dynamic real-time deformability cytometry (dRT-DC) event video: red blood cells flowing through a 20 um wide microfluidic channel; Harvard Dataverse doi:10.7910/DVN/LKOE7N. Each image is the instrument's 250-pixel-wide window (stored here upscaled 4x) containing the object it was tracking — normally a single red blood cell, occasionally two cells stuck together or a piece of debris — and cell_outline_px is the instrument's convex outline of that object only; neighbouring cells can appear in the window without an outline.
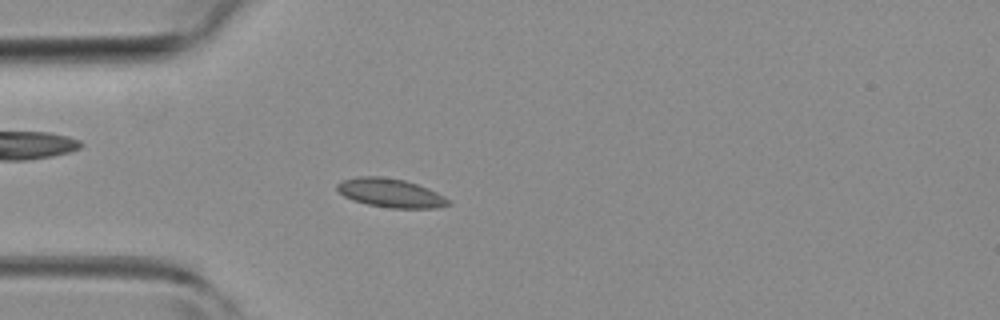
{"species": "common noctule bat (a hibernating species)", "species_latin": "Nyctalus noctula", "temperature_condition": "room temperature", "stored_images_in_passage": 48, "camera_frame_rate_fps": 3000, "um_per_image_px": 0.085, "animal": {"sex": "female", "body_mass_g": 19.3, "forearm_length_mm": 54.1}, "frame": {"image": 1, "passage_image": 13, "time_ms": 4.0, "image_size_px": [1000, 320], "cell_outline_px": [[452, 204], [436, 208], [392, 208], [368, 204], [352, 200], [344, 196], [336, 188], [336, 184], [344, 180], [360, 176], [380, 176], [404, 180], [428, 188], [452, 200]], "centroid_in_image_um": [33.23, 16.41], "position_along_channel_um": 51.8, "area_um2": 18.61}}
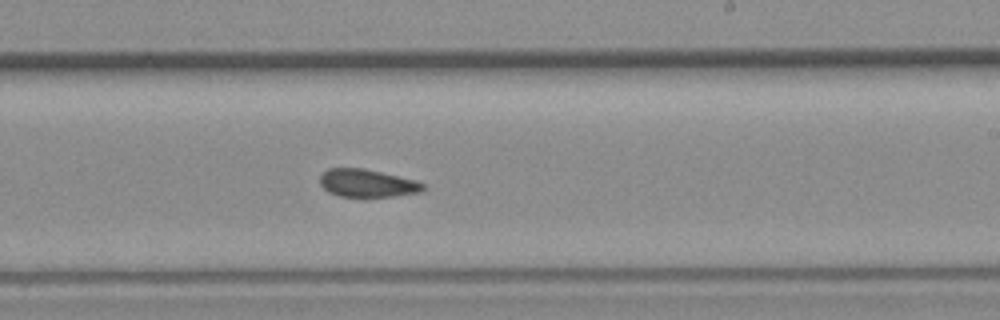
{"frame": {"image": 2, "passage_image": 28, "time_ms": 9.0, "image_size_px": [1000, 320], "cell_outline_px": [[428, 188], [420, 192], [396, 196], [340, 196], [328, 192], [320, 184], [320, 176], [328, 168], [364, 168], [416, 180], [424, 184]], "centroid_in_image_um": [31.24, 15.56], "position_along_channel_um": 257.8, "area_um2": 16.7}}
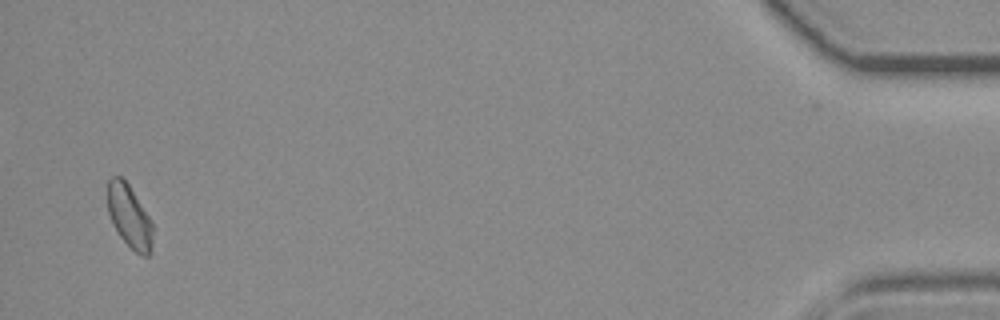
{"frame": {"image": 3, "passage_image": 46, "time_ms": 15.0, "image_size_px": [1000, 320], "cell_outline_px": [[152, 244], [148, 256], [140, 256], [120, 236], [112, 224], [108, 212], [108, 180], [112, 176], [120, 176], [128, 184], [148, 216], [152, 224]], "centroid_in_image_um": [10.98, 18.4], "position_along_channel_um": 424.2, "area_um2": 16.18}, "authors_computed_cell_mechanics": {"area_um2": 17.3111, "velocity_mm_per_s": 4.3019, "shape_relaxation_time_tau1_ms": 5.6623, "shape_relaxation_time_tau2_ms": 3.5686, "deformation_change_tau1": 0.1009, "deformation_change_tau2": 0.0925}}